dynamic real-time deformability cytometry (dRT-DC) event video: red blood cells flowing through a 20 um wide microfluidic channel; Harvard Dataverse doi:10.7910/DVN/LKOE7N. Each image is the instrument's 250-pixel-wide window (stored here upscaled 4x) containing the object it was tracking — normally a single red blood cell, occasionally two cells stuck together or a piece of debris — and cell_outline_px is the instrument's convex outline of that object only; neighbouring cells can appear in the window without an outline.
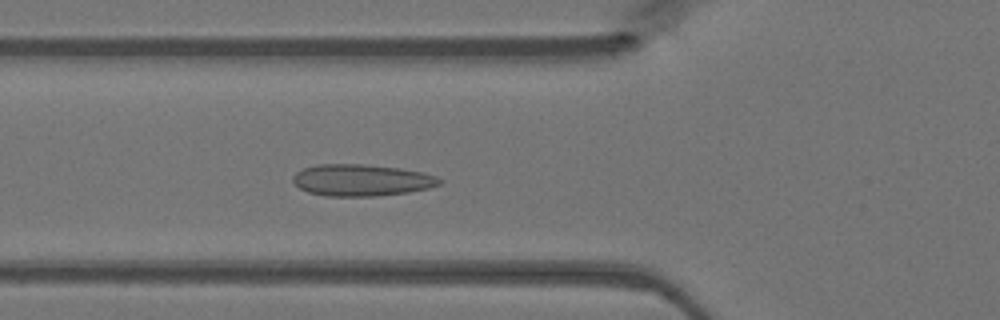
{"species": "Egyptian fruit bat (a non-hibernating species)", "species_latin": "Rousettus aegyptiacus", "temperature_condition": "warm", "stored_images_in_passage": 48, "camera_frame_rate_fps": 3000, "um_per_image_px": 0.085, "animal": {"sex": "female"}, "frame": {"image": 1, "passage_image": 17, "time_ms": 5.333, "image_size_px": [1000, 320], "cell_outline_px": [[444, 180], [440, 184], [428, 188], [408, 192], [372, 196], [324, 196], [308, 192], [300, 188], [292, 180], [292, 176], [296, 172], [304, 168], [316, 164], [364, 164], [400, 168], [424, 172], [436, 176]], "centroid_in_image_um": [30.73, 15.3], "position_along_channel_um": 95.1, "area_um2": 27.17}}
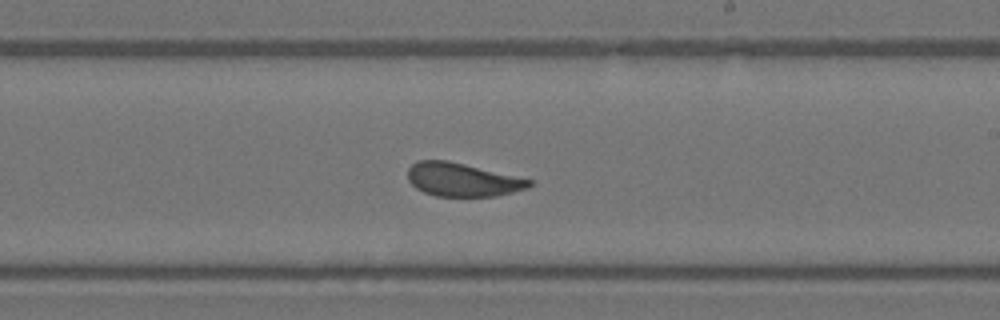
{"frame": {"image": 2, "passage_image": 28, "time_ms": 9.0, "image_size_px": [1000, 320], "cell_outline_px": [[532, 184], [528, 188], [496, 196], [436, 196], [424, 192], [416, 188], [408, 180], [408, 168], [416, 160], [448, 160], [532, 180]], "centroid_in_image_um": [39.27, 15.27], "position_along_channel_um": 249.7, "area_um2": 23.52}}
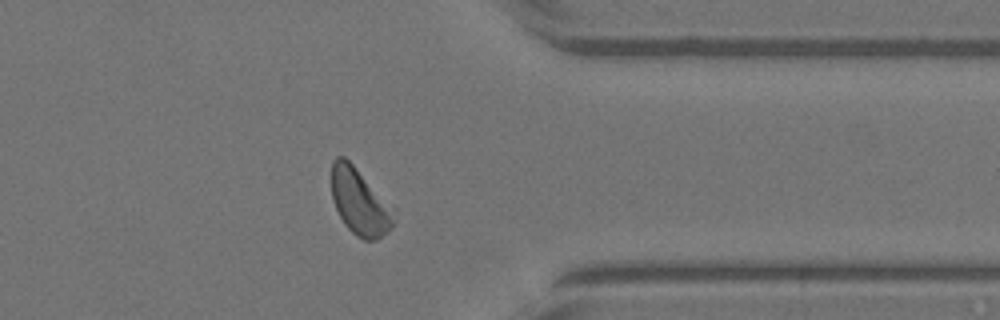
{"frame": {"image": 3, "passage_image": 38, "time_ms": 12.333, "image_size_px": [1000, 320], "cell_outline_px": [[396, 208], [392, 228], [376, 240], [364, 240], [356, 236], [344, 224], [332, 200], [332, 160], [336, 156], [344, 156]], "centroid_in_image_um": [30.6, 17.16], "position_along_channel_um": 380.8, "area_um2": 24.28}}